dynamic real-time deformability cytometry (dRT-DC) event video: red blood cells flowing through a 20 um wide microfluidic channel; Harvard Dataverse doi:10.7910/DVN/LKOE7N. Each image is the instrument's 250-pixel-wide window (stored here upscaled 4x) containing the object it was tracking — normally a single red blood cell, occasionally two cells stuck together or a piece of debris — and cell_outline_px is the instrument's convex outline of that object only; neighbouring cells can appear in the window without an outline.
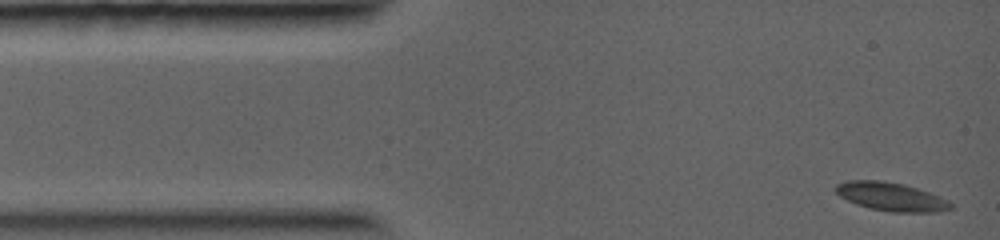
{"species": "common noctule bat (a hibernating species)", "species_latin": "Nyctalus noctula", "temperature_condition": "warm", "stored_images_in_passage": 9, "camera_frame_rate_fps": 5000, "um_per_image_px": 0.085, "animal": {"sex": "female", "body_mass_g": 19.0, "forearm_length_mm": 56.7}, "frame": {"image": 1, "passage_image": 1, "time_ms": 0.0, "image_size_px": [1000, 240], "cell_outline_px": [[952, 208], [940, 212], [888, 212], [868, 208], [856, 204], [840, 196], [832, 188], [836, 184], [848, 180], [880, 180], [904, 184], [928, 192], [948, 200], [952, 204]], "centroid_in_image_um": [75.71, 16.72], "position_along_channel_um": 9.3, "area_um2": 19.19}}
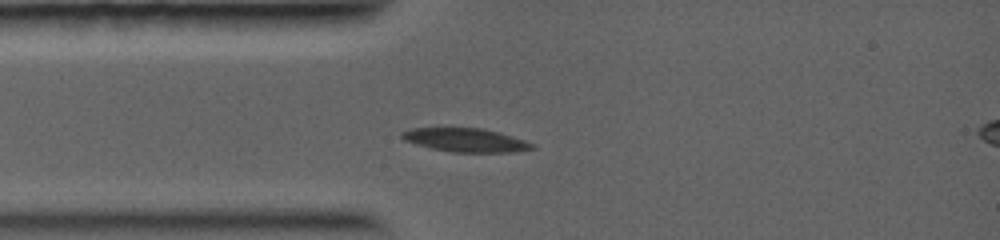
{"frame": {"image": 2, "passage_image": 6, "time_ms": 2.2, "image_size_px": [1000, 240], "cell_outline_px": [[536, 148], [512, 152], [452, 152], [432, 148], [416, 144], [404, 140], [400, 136], [400, 132], [412, 128], [480, 128], [500, 132], [536, 144]], "centroid_in_image_um": [39.59, 11.9], "position_along_channel_um": 45.4, "area_um2": 17.92}}